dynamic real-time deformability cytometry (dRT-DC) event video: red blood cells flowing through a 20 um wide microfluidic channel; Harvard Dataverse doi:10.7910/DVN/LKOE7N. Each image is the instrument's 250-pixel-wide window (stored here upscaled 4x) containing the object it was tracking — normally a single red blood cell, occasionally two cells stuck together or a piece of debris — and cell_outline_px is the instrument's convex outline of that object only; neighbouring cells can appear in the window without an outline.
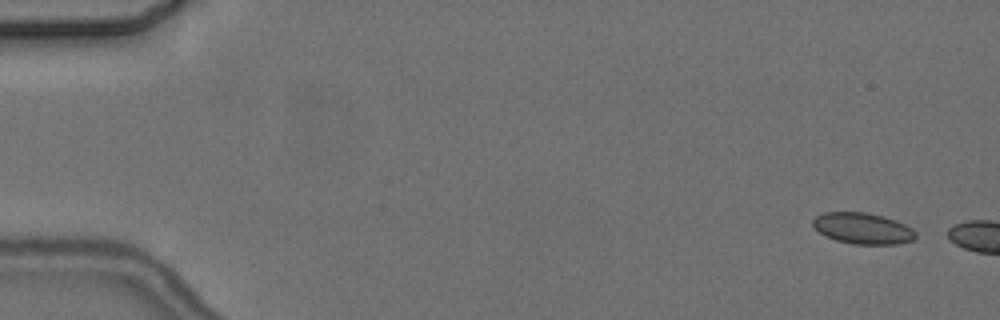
{"species": "common noctule bat (a hibernating species)", "species_latin": "Nyctalus noctula", "temperature_condition": "cold", "stored_images_in_passage": 3, "camera_frame_rate_fps": 3000, "um_per_image_px": 0.085, "animal": {"sex": "female", "body_mass_g": 24.6, "forearm_length_mm": 56.2}, "frame": {"image": 1, "passage_image": 2, "time_ms": 1.0, "image_size_px": [1000, 320], "cell_outline_px": [[916, 236], [912, 240], [896, 244], [852, 244], [836, 240], [824, 236], [812, 228], [812, 220], [816, 216], [824, 212], [864, 212], [880, 216], [904, 224], [912, 228], [916, 232]], "centroid_in_image_um": [73.26, 19.42], "position_along_channel_um": 11.7, "area_um2": 18.61}}